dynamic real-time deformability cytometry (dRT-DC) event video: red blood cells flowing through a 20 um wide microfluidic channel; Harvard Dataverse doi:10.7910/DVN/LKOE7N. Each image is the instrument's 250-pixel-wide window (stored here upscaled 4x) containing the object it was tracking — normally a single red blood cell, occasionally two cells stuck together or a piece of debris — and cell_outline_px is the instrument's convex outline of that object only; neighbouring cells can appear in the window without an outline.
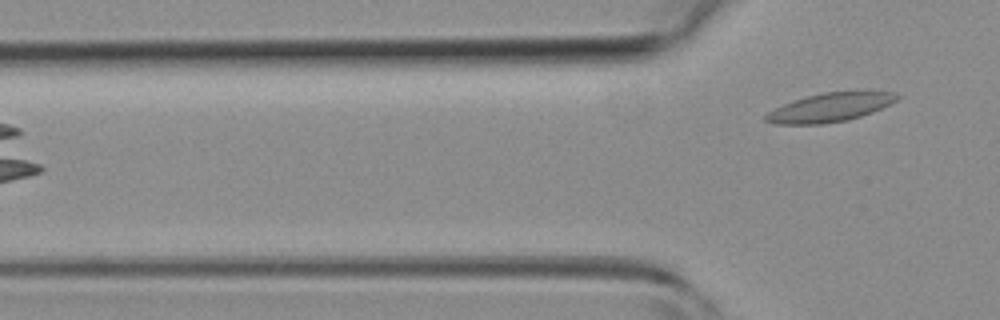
{"species": "common noctule bat (a hibernating species)", "species_latin": "Nyctalus noctula", "temperature_condition": "room temperature", "stored_images_in_passage": 5, "camera_frame_rate_fps": 3000, "um_per_image_px": 0.085, "animal": {"sex": "female", "body_mass_g": 19.3, "forearm_length_mm": 54.1}, "frame": {"image": 1, "passage_image": 5, "time_ms": 4.667, "image_size_px": [1000, 320], "cell_outline_px": [[900, 96], [892, 104], [872, 112], [848, 120], [820, 124], [776, 124], [764, 120], [764, 116], [768, 112], [784, 104], [808, 96], [824, 92], [892, 92]], "centroid_in_image_um": [70.55, 9.14], "position_along_channel_um": 55.3, "area_um2": 21.56}}